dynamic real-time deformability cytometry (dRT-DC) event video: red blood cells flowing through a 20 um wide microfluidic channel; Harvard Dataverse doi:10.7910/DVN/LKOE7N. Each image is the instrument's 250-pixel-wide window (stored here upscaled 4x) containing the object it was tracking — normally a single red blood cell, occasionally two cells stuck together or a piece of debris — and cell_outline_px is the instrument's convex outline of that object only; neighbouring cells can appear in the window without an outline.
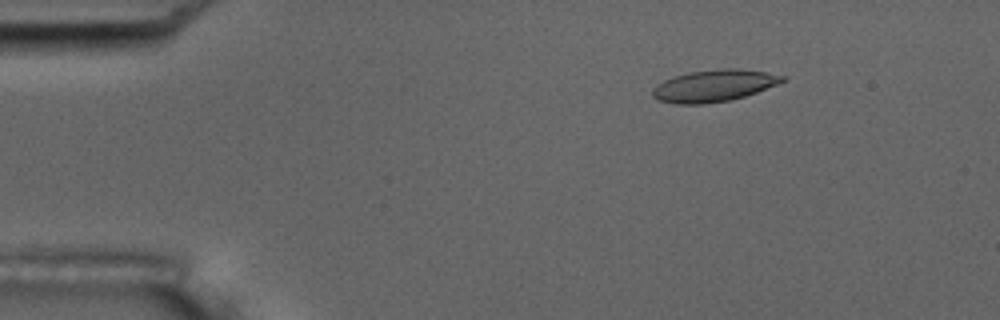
{"species": "common noctule bat (a hibernating species)", "species_latin": "Nyctalus noctula", "temperature_condition": "room temperature", "stored_images_in_passage": 17, "camera_frame_rate_fps": 3000, "um_per_image_px": 0.085, "animal": {"sex": "male", "body_mass_g": 17.5, "forearm_length_mm": 52.3}, "frame": {"image": 1, "passage_image": 3, "time_ms": 2.333, "image_size_px": [1000, 320], "cell_outline_px": [[788, 76], [784, 80], [776, 84], [756, 92], [744, 96], [728, 100], [704, 104], [676, 104], [656, 100], [652, 96], [652, 88], [656, 84], [664, 80], [688, 72], [720, 68], [736, 68], [764, 72]], "centroid_in_image_um": [60.63, 7.28], "position_along_channel_um": 24.4, "area_um2": 24.04}}
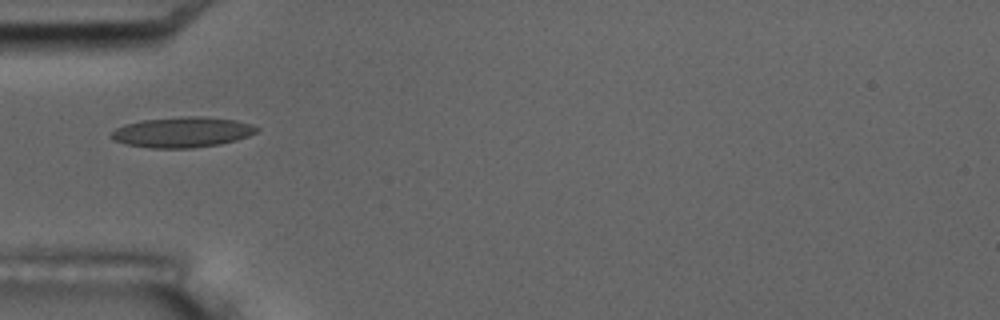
{"frame": {"image": 2, "passage_image": 6, "time_ms": 5.667, "image_size_px": [1000, 320], "cell_outline_px": [[260, 128], [256, 132], [248, 136], [236, 140], [220, 144], [192, 148], [152, 148], [128, 144], [116, 140], [108, 136], [116, 128], [124, 124], [140, 120], [180, 116], [200, 116], [236, 120], [252, 124]], "centroid_in_image_um": [15.5, 11.22], "position_along_channel_um": 69.5, "area_um2": 25.84}, "authors_computed_cell_mechanics": {"area_um2": 23.8136, "velocity_mm_per_s": 3.5125, "shape_relaxation_time_tau1_ms": 4.2567, "shape_relaxation_time_tau2_ms": 1.6024, "deformation_change_tau1": 0.1256, "deformation_change_tau2": 0.0692}}